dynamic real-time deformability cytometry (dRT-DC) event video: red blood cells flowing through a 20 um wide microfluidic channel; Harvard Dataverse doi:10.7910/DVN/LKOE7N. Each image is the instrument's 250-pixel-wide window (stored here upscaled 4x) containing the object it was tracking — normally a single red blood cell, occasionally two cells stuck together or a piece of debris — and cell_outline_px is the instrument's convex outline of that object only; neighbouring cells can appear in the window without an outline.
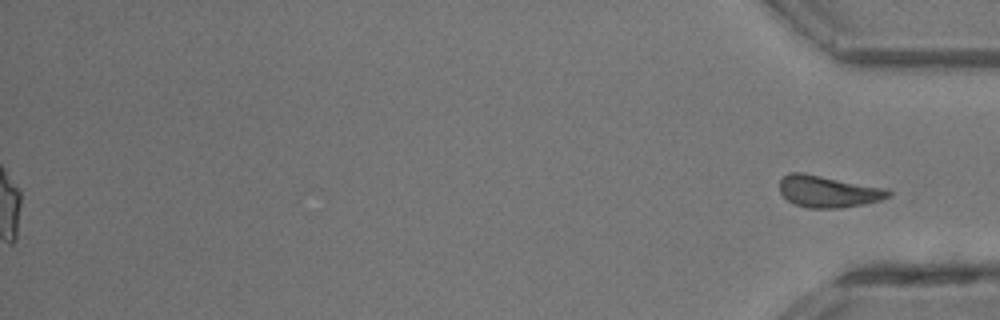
{"species": "common noctule bat (a hibernating species)", "species_latin": "Nyctalus noctula", "temperature_condition": "room temperature", "stored_images_in_passage": 28, "segment_of_instrument_passage": [2, 2], "camera_frame_rate_fps": 3000, "um_per_image_px": 0.085, "animal": {"sex": "male", "body_mass_g": 13.3}, "frame": {"image": 1, "passage_image": 28, "time_ms": 9.0, "image_size_px": [1000, 320], "cell_outline_px": [[892, 196], [880, 200], [864, 204], [840, 208], [808, 208], [796, 204], [788, 200], [780, 192], [780, 180], [788, 172], [800, 172], [888, 188], [892, 192]], "centroid_in_image_um": [70.43, 16.27], "position_along_channel_um": 364.8, "area_um2": 20.17}}